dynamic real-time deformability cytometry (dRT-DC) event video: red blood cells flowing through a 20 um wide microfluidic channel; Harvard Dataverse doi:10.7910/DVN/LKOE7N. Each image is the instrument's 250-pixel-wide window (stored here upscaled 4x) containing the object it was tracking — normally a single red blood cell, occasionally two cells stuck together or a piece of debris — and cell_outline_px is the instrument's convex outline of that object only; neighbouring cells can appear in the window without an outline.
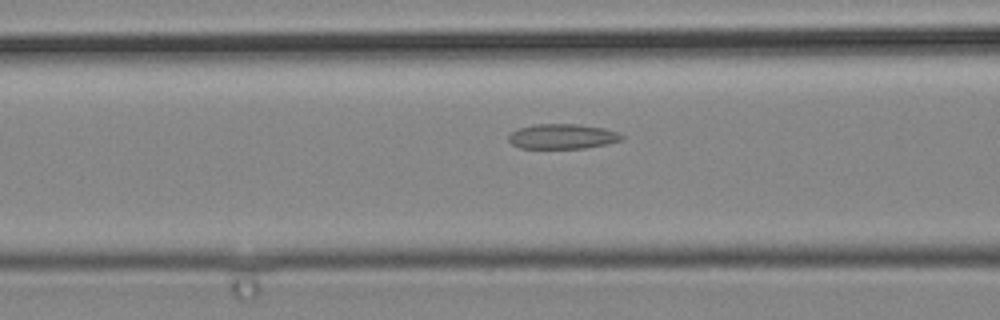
{"species": "common noctule bat (a hibernating species)", "species_latin": "Nyctalus noctula", "temperature_condition": "cold", "stored_images_in_passage": 43, "camera_frame_rate_fps": 3000, "um_per_image_px": 0.085, "animal": {"sex": "male", "body_mass_g": 19.2, "forearm_length_mm": 51.8}, "frame": {"image": 1, "passage_image": 17, "time_ms": 5.333, "image_size_px": [1000, 320], "cell_outline_px": [[624, 140], [584, 148], [520, 148], [512, 144], [508, 140], [508, 136], [516, 128], [536, 124], [576, 124], [604, 128], [616, 132], [624, 136]], "centroid_in_image_um": [47.78, 11.59], "position_along_channel_um": 118.8, "area_um2": 16.42}}
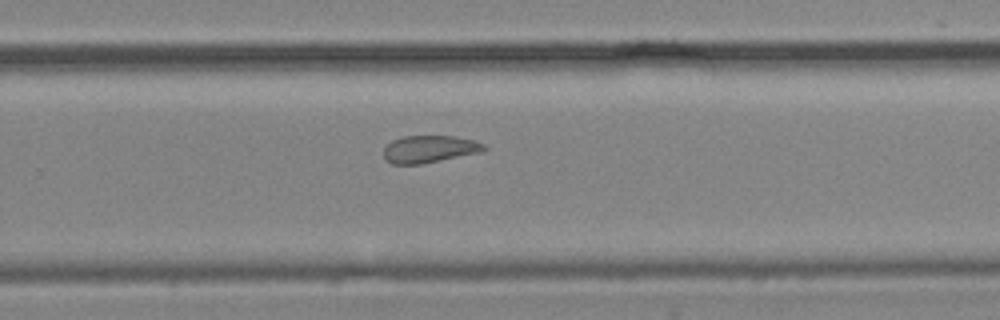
{"frame": {"image": 2, "passage_image": 28, "time_ms": 9.0, "image_size_px": [1000, 320], "cell_outline_px": [[488, 148], [484, 152], [420, 164], [392, 164], [384, 160], [384, 148], [392, 140], [404, 136], [456, 136], [472, 140], [484, 144]], "centroid_in_image_um": [36.52, 12.67], "position_along_channel_um": 293.3, "area_um2": 16.07}}
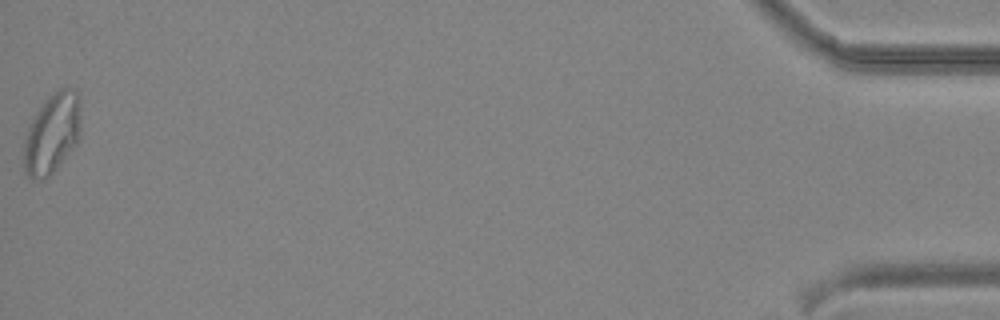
{"frame": {"image": 3, "passage_image": 43, "time_ms": 14.0, "image_size_px": [1000, 320], "cell_outline_px": [[80, 140], [56, 168], [44, 180], [32, 180], [28, 176], [24, 168], [24, 140], [28, 128], [36, 112], [44, 100], [48, 96], [60, 88], [76, 88], [80, 96]], "centroid_in_image_um": [4.45, 11.32], "position_along_channel_um": 430.8, "area_um2": 26.93}}